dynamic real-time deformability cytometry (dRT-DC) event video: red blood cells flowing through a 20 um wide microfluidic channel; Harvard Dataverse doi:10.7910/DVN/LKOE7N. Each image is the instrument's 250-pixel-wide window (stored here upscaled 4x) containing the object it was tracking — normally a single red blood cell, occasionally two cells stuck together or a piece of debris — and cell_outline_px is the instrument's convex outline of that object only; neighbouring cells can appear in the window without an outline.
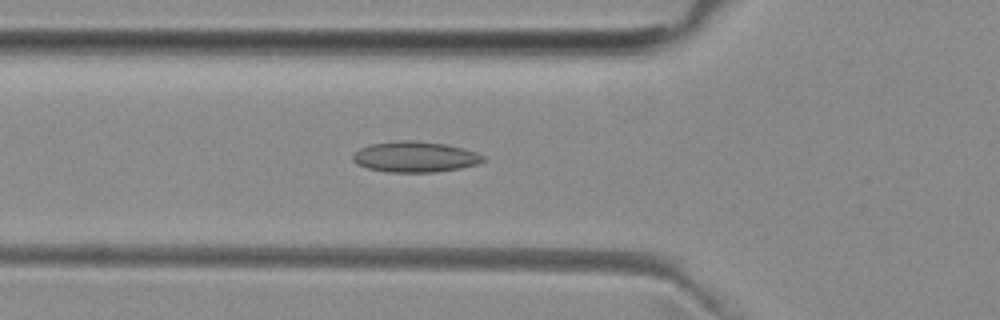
{"species": "common noctule bat (a hibernating species)", "species_latin": "Nyctalus noctula", "temperature_condition": "room temperature", "stored_images_in_passage": 45, "camera_frame_rate_fps": 3000, "um_per_image_px": 0.085, "animal": {"sex": "female", "body_mass_g": 29.2, "forearm_length_mm": 56.3}, "frame": {"image": 1, "passage_image": 11, "time_ms": 3.333, "image_size_px": [1000, 320], "cell_outline_px": [[484, 160], [476, 164], [460, 168], [436, 172], [388, 172], [368, 168], [356, 164], [352, 160], [352, 152], [368, 144], [400, 140], [412, 140], [444, 144], [464, 148], [476, 152], [484, 156]], "centroid_in_image_um": [35.22, 13.32], "position_along_channel_um": 90.6, "area_um2": 23.41}}
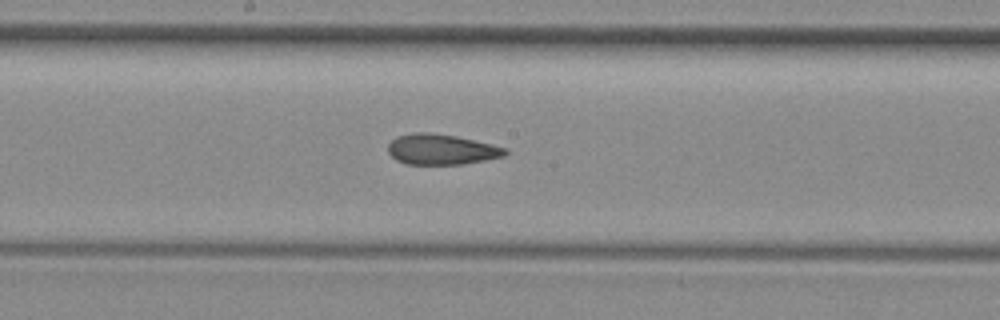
{"frame": {"image": 2, "passage_image": 20, "time_ms": 6.333, "image_size_px": [1000, 320], "cell_outline_px": [[508, 152], [504, 156], [464, 164], [408, 164], [396, 160], [388, 152], [388, 144], [396, 136], [412, 132], [428, 132], [456, 136], [492, 144], [508, 148]], "centroid_in_image_um": [37.51, 12.69], "position_along_channel_um": 210.7, "area_um2": 20.87}}
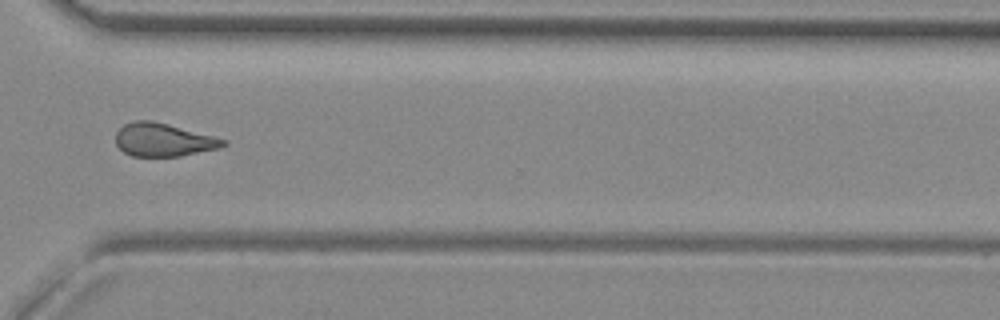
{"frame": {"image": 3, "passage_image": 31, "time_ms": 10.0, "image_size_px": [1000, 320], "cell_outline_px": [[228, 144], [220, 148], [180, 156], [132, 156], [124, 152], [116, 144], [116, 132], [124, 124], [132, 120], [152, 120], [168, 124], [228, 140]], "centroid_in_image_um": [13.89, 11.88], "position_along_channel_um": 356.7, "area_um2": 20.81}, "authors_computed_cell_mechanics": {"area_um2": 21.3282, "velocity_mm_per_s": 3.9899, "shape_relaxation_time_tau1_ms": null, "shape_relaxation_time_tau2_ms": 2.5057, "deformation_change_tau1": null, "deformation_change_tau2": 0.1037}}